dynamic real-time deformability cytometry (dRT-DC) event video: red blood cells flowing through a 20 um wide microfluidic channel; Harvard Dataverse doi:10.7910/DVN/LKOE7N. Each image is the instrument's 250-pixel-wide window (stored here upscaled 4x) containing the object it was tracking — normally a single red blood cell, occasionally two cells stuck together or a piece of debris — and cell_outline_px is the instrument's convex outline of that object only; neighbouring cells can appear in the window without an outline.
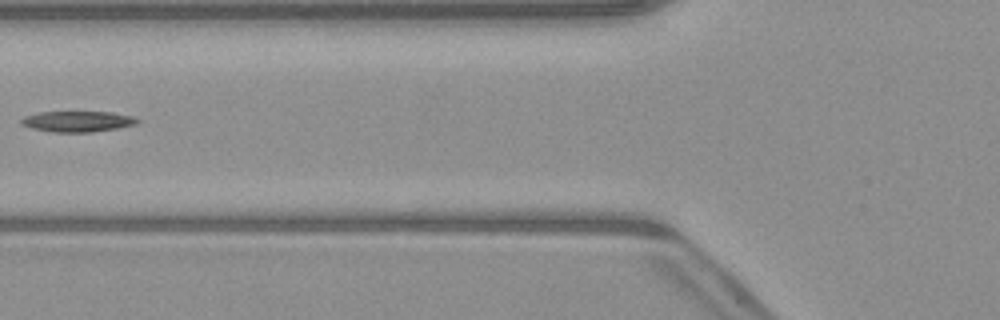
{"species": "common noctule bat (a hibernating species)", "species_latin": "Nyctalus noctula", "temperature_condition": "warm", "stored_images_in_passage": 5, "camera_frame_rate_fps": 3000, "um_per_image_px": 0.085, "animal": {"sex": "male", "body_mass_g": 23.1, "forearm_length_mm": 52.7}, "frame": {"image": 1, "passage_image": 5, "time_ms": 6.0, "image_size_px": [1000, 320], "cell_outline_px": [[140, 120], [136, 124], [116, 128], [92, 132], [52, 132], [32, 128], [20, 124], [20, 120], [24, 116], [40, 112], [112, 112], [132, 116]], "centroid_in_image_um": [6.57, 10.32], "position_along_channel_um": 119.2, "area_um2": 13.99}}